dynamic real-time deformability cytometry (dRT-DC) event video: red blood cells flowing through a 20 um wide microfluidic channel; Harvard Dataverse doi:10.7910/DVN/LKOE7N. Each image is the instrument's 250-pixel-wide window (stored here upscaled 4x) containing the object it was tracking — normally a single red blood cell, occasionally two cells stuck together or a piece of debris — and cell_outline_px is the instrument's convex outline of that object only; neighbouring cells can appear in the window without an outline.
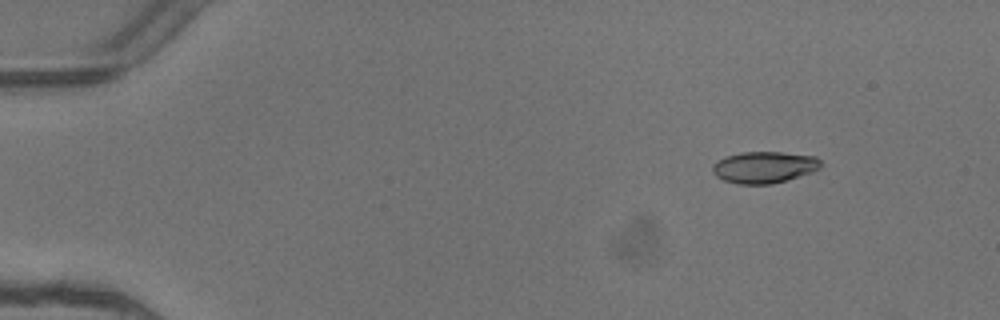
{"species": "common noctule bat (a hibernating species)", "species_latin": "Nyctalus noctula", "temperature_condition": "warm", "stored_images_in_passage": 7, "camera_frame_rate_fps": 3000, "um_per_image_px": 0.085, "animal": {"sex": "female"}, "frame": {"image": 1, "passage_image": 2, "time_ms": 0.333, "image_size_px": [1000, 320], "cell_outline_px": [[820, 168], [812, 172], [772, 184], [740, 184], [724, 180], [716, 176], [712, 172], [712, 164], [724, 156], [744, 152], [780, 152], [816, 156], [820, 160]], "centroid_in_image_um": [64.93, 14.21], "position_along_channel_um": 20.1, "area_um2": 19.88}}
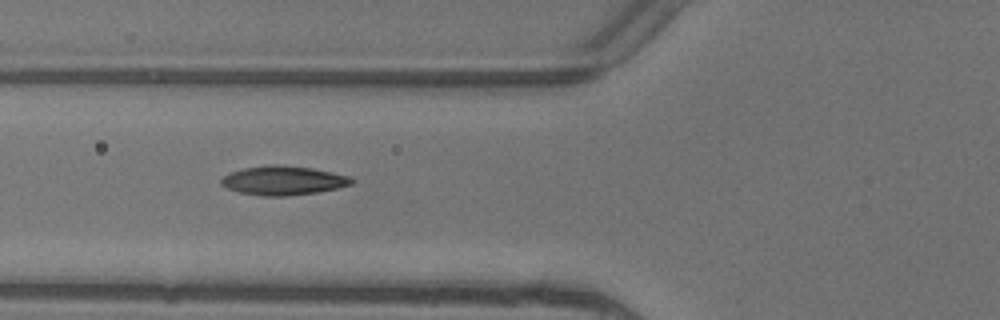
{"frame": {"image": 2, "passage_image": 6, "time_ms": 1.667, "image_size_px": [1000, 320], "cell_outline_px": [[356, 180], [352, 184], [336, 188], [316, 192], [288, 196], [260, 196], [240, 192], [228, 188], [220, 184], [220, 180], [224, 176], [232, 172], [244, 168], [272, 164], [280, 164], [312, 168], [332, 172], [348, 176]], "centroid_in_image_um": [24.08, 15.34], "position_along_channel_um": 101.7, "area_um2": 22.02}}
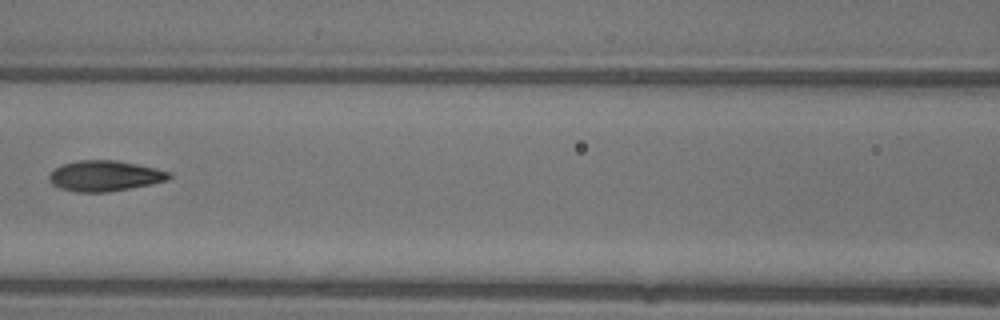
{"frame": {"image": 3, "passage_image": 7, "time_ms": 2.0, "image_size_px": [1000, 320], "cell_outline_px": [[172, 176], [168, 180], [152, 184], [108, 192], [76, 192], [60, 188], [52, 184], [48, 180], [48, 176], [56, 168], [64, 164], [76, 160], [116, 160], [156, 168], [172, 172]], "centroid_in_image_um": [8.93, 14.95], "position_along_channel_um": 157.7, "area_um2": 21.44}}